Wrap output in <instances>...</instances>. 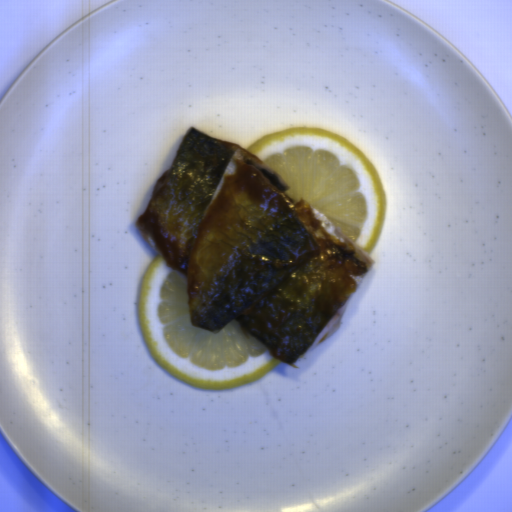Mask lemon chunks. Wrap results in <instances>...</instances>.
<instances>
[{"label": "lemon chunks", "mask_w": 512, "mask_h": 512, "mask_svg": "<svg viewBox=\"0 0 512 512\" xmlns=\"http://www.w3.org/2000/svg\"><path fill=\"white\" fill-rule=\"evenodd\" d=\"M368 255L382 233L386 197L372 161L337 132L291 128L258 138L247 150Z\"/></svg>", "instance_id": "lemon-chunks-1"}, {"label": "lemon chunks", "mask_w": 512, "mask_h": 512, "mask_svg": "<svg viewBox=\"0 0 512 512\" xmlns=\"http://www.w3.org/2000/svg\"><path fill=\"white\" fill-rule=\"evenodd\" d=\"M138 312L147 349L189 385L234 388L262 379L281 361L237 320L216 332L193 326L186 282L160 254L144 275Z\"/></svg>", "instance_id": "lemon-chunks-2"}]
</instances>
